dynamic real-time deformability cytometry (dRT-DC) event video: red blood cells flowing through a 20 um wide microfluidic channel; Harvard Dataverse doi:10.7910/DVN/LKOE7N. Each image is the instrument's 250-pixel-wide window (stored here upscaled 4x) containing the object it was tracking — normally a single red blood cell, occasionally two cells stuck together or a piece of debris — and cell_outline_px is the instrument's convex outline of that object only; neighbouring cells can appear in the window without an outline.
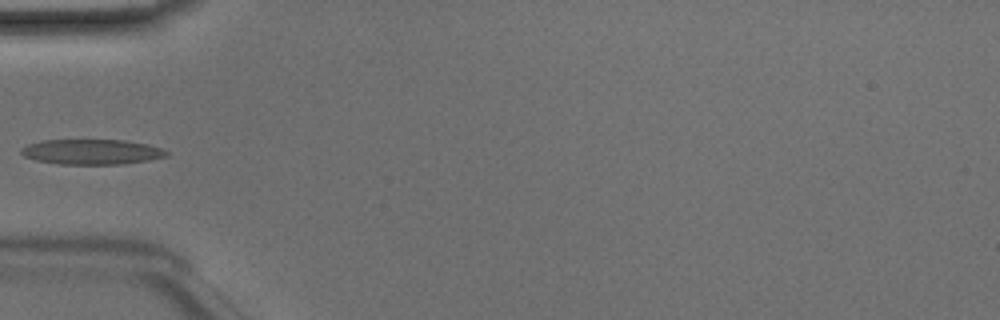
{"species": "Egyptian fruit bat (a non-hibernating species)", "species_latin": "Rousettus aegyptiacus", "temperature_condition": "room temperature", "stored_images_in_passage": 12, "camera_frame_rate_fps": 3000, "um_per_image_px": 0.085, "animal": {"sex": "male"}, "frame": {"image": 1, "passage_image": 1, "time_ms": 0.0, "image_size_px": [1000, 320], "cell_outline_px": [[168, 156], [148, 160], [124, 164], [60, 164], [36, 160], [24, 156], [20, 152], [20, 148], [28, 144], [44, 140], [124, 140], [148, 144], [160, 148], [168, 152]], "centroid_in_image_um": [7.79, 12.9], "position_along_channel_um": 77.2, "area_um2": 21.27}}
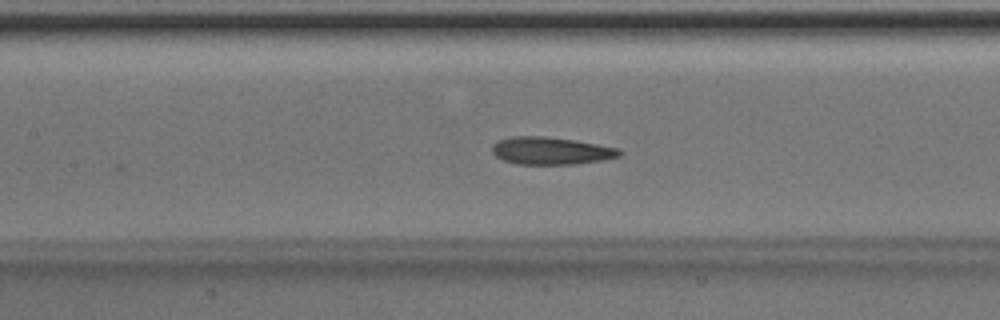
{"frame": {"image": 2, "passage_image": 7, "time_ms": 2.0, "image_size_px": [1000, 320], "cell_outline_px": [[624, 152], [620, 156], [600, 160], [572, 164], [516, 164], [504, 160], [496, 156], [492, 152], [492, 144], [496, 140], [512, 136], [544, 136], [576, 140], [620, 148]], "centroid_in_image_um": [46.82, 12.8], "position_along_channel_um": 160.6, "area_um2": 20.52}}